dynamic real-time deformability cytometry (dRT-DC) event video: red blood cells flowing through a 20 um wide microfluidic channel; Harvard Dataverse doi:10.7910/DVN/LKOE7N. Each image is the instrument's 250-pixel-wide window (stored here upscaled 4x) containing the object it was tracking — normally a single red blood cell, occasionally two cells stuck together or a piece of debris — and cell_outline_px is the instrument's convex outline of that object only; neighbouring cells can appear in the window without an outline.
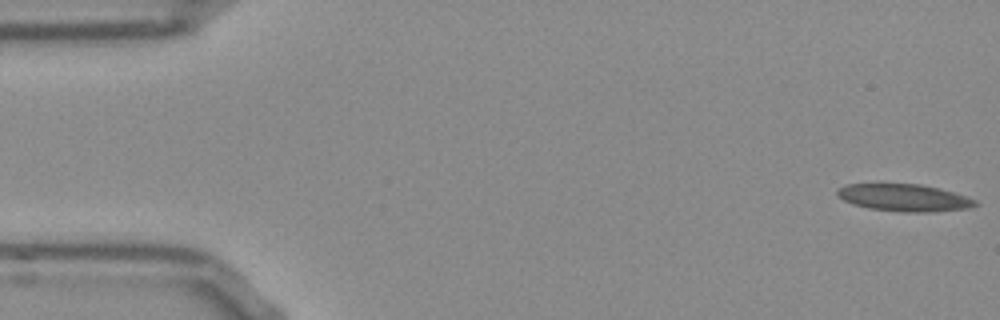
{"species": "Egyptian fruit bat (a non-hibernating species)", "species_latin": "Rousettus aegyptiacus", "temperature_condition": "room temperature", "stored_images_in_passage": 53, "camera_frame_rate_fps": 3000, "um_per_image_px": 0.085, "frame": {"image": 1, "passage_image": 1, "time_ms": 0.0, "image_size_px": [1000, 320], "cell_outline_px": [[980, 204], [968, 208], [932, 212], [904, 212], [868, 208], [852, 204], [836, 196], [836, 192], [840, 188], [848, 184], [880, 180], [920, 184], [940, 188], [976, 200]], "centroid_in_image_um": [76.77, 16.75], "position_along_channel_um": 8.2, "area_um2": 22.83}}
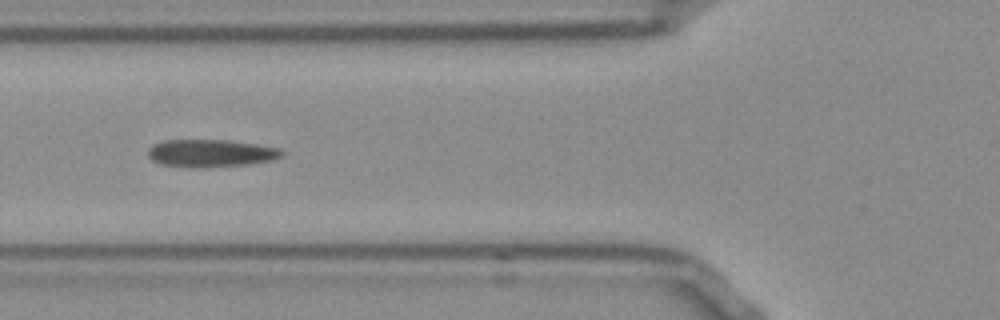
{"frame": {"image": 2, "passage_image": 19, "time_ms": 6.0, "image_size_px": [1000, 320], "cell_outline_px": [[284, 156], [272, 160], [248, 164], [208, 168], [188, 168], [160, 164], [152, 160], [148, 156], [148, 148], [152, 144], [164, 140], [228, 140], [256, 144], [280, 148], [284, 152]], "centroid_in_image_um": [17.9, 13.03], "position_along_channel_um": 107.9, "area_um2": 21.91}}
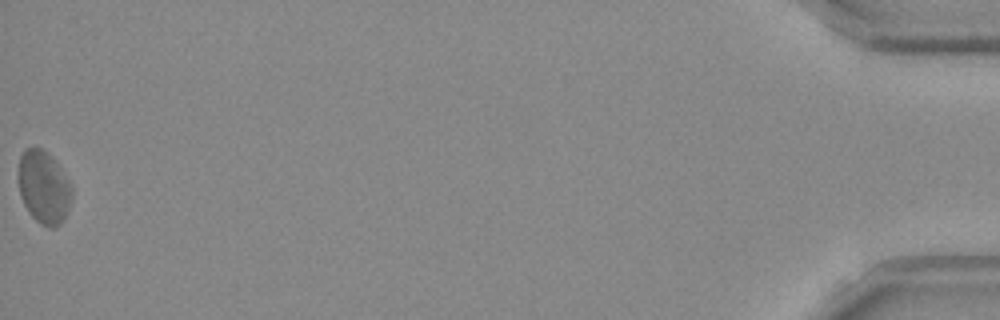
{"frame": {"image": 3, "passage_image": 53, "time_ms": 17.333, "image_size_px": [1000, 320], "cell_outline_px": [[72, 196], [68, 208], [60, 224], [52, 228], [48, 228], [40, 224], [28, 212], [20, 196], [20, 156], [24, 148], [40, 148], [52, 160], [68, 180], [72, 188]], "centroid_in_image_um": [3.71, 15.97], "position_along_channel_um": 431.5, "area_um2": 21.91}, "authors_computed_cell_mechanics": {"area_um2": 21.5594, "velocity_mm_per_s": 3.7857, "shape_relaxation_time_tau1_ms": 6.2133, "shape_relaxation_time_tau2_ms": 2.1032, "deformation_change_tau1": 0.1714, "deformation_change_tau2": 0.0851}}